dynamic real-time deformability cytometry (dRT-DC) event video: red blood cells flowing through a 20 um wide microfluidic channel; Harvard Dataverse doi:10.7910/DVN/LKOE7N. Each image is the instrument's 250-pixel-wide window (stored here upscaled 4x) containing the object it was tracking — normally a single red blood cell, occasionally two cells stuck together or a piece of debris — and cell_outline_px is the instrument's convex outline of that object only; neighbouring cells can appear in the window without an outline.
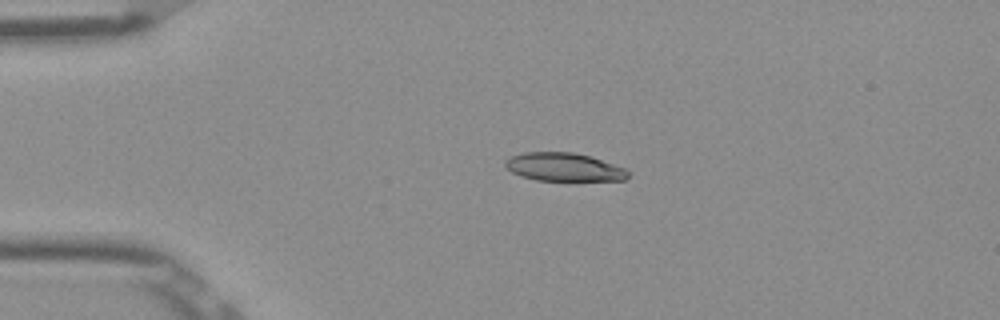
{"species": "Egyptian fruit bat (a non-hibernating species)", "species_latin": "Rousettus aegyptiacus", "temperature_condition": "room temperature", "stored_images_in_passage": 41, "camera_frame_rate_fps": 3000, "um_per_image_px": 0.085, "frame": {"image": 1, "passage_image": 1, "time_ms": 0.0, "image_size_px": [1000, 320], "cell_outline_px": [[632, 172], [624, 180], [536, 180], [520, 176], [504, 168], [504, 160], [512, 156], [524, 152], [572, 152], [588, 156], [628, 168]], "centroid_in_image_um": [47.93, 14.2], "position_along_channel_um": 37.1, "area_um2": 20.35}}
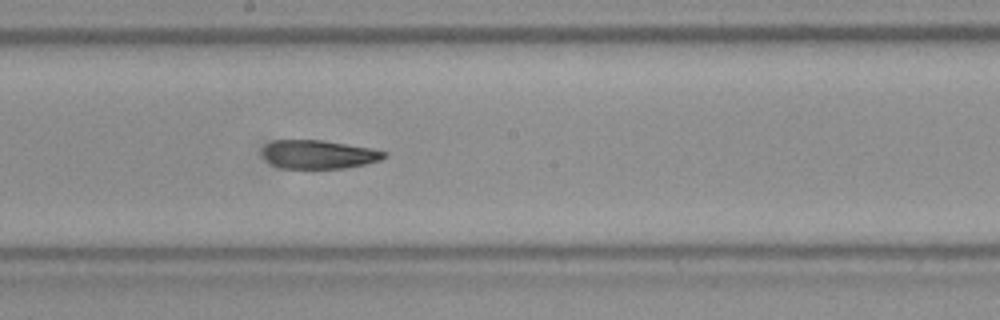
{"frame": {"image": 2, "passage_image": 18, "time_ms": 5.667, "image_size_px": [1000, 320], "cell_outline_px": [[388, 156], [380, 160], [364, 164], [344, 168], [284, 168], [272, 164], [264, 160], [260, 152], [272, 140], [324, 140], [372, 148], [388, 152]], "centroid_in_image_um": [27.09, 13.12], "position_along_channel_um": 221.1, "area_um2": 20.4}}
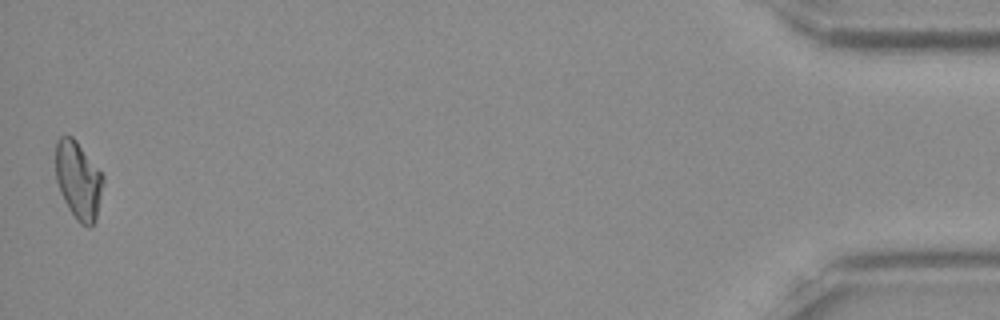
{"frame": {"image": 3, "passage_image": 41, "time_ms": 13.333, "image_size_px": [1000, 320], "cell_outline_px": [[104, 180], [96, 220], [88, 228], [80, 224], [76, 220], [68, 208], [60, 192], [56, 180], [56, 140], [60, 136], [72, 136], [76, 140], [104, 176]], "centroid_in_image_um": [6.66, 15.34], "position_along_channel_um": 428.5, "area_um2": 21.56}, "authors_computed_cell_mechanics": {"area_um2": 21.5016, "velocity_mm_per_s": 3.8954, "shape_relaxation_time_tau1_ms": null, "shape_relaxation_time_tau2_ms": 7.1885, "deformation_change_tau1": null, "deformation_change_tau2": 0.1515}}